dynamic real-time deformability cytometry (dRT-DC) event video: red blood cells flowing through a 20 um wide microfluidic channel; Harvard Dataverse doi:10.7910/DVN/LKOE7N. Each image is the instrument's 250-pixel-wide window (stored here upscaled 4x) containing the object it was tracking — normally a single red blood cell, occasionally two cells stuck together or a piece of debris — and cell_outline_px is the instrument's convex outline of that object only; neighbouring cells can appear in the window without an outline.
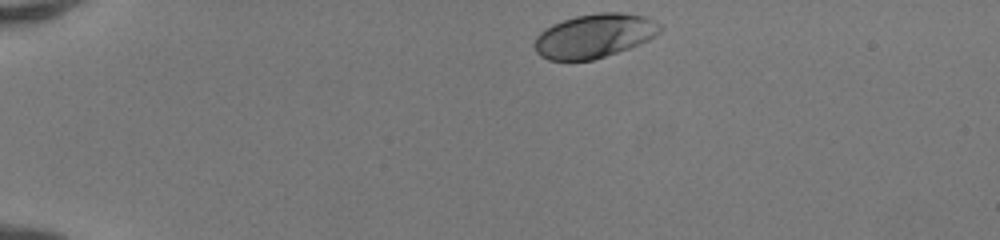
{"species": "human", "species_latin": "Homo sapiens", "temperature_condition": "room temperature", "stored_images_in_passage": 41, "camera_frame_rate_fps": 3000, "um_per_image_px": 0.085, "donor": {"sex": "female"}, "frame": {"image": 1, "passage_image": 1, "time_ms": 0.0, "image_size_px": [1000, 240], "cell_outline_px": [[664, 28], [656, 36], [640, 44], [592, 60], [548, 60], [540, 56], [536, 52], [532, 44], [536, 36], [544, 28], [552, 24], [576, 16], [600, 12], [620, 12], [644, 16], [660, 24]], "centroid_in_image_um": [50.5, 3.04], "position_along_channel_um": 34.5, "area_um2": 32.25}}
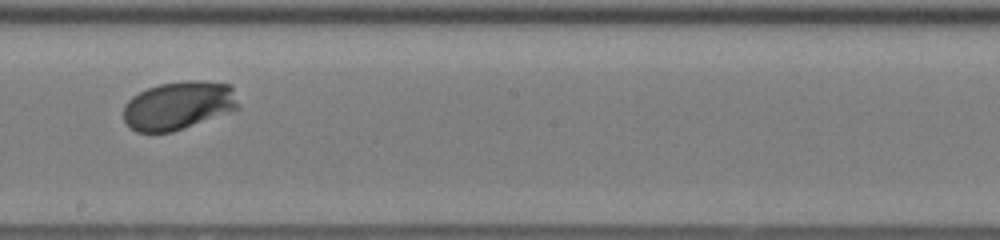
{"frame": {"image": 2, "passage_image": 21, "time_ms": 6.667, "image_size_px": [1000, 240], "cell_outline_px": [[240, 108], [232, 112], [172, 132], [136, 132], [128, 128], [124, 120], [124, 104], [132, 96], [148, 88], [160, 84], [184, 80], [204, 80], [232, 84]], "centroid_in_image_um": [15.2, 8.96], "position_along_channel_um": 233.0, "area_um2": 32.89}}
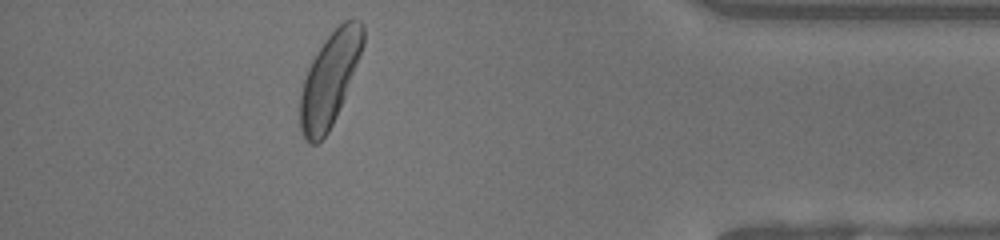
{"frame": {"image": 3, "passage_image": 36, "time_ms": 11.667, "image_size_px": [1000, 240], "cell_outline_px": [[364, 44], [344, 96], [336, 116], [328, 132], [316, 144], [312, 144], [304, 136], [300, 128], [300, 96], [304, 80], [308, 68], [312, 60], [324, 40], [344, 20], [352, 16], [360, 20], [364, 24]], "centroid_in_image_um": [28.03, 6.67], "position_along_channel_um": 407.2, "area_um2": 33.52}, "authors_computed_cell_mechanics": {"area_um2": 31.9634, "velocity_mm_per_s": 4.1333, "shape_relaxation_time_tau1_ms": 1.6127, "shape_relaxation_time_tau2_ms": null, "deformation_change_tau1": 0.1393, "deformation_change_tau2": null}}